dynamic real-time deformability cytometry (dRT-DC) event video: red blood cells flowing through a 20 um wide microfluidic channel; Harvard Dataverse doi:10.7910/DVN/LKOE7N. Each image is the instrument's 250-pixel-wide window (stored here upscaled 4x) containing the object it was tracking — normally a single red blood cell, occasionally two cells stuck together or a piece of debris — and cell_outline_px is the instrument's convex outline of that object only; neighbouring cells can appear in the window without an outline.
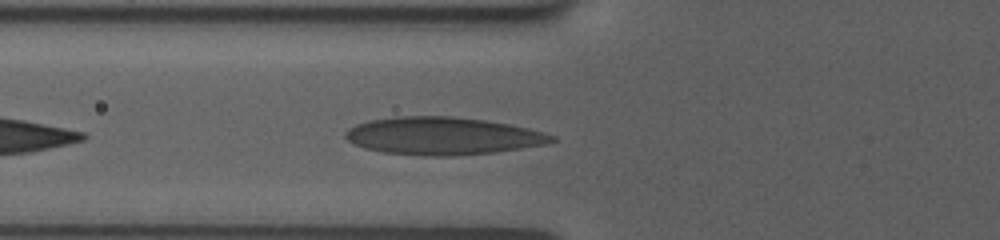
{"species": "human", "species_latin": "Homo sapiens", "temperature_condition": "room temperature", "stored_images_in_passage": 32, "camera_frame_rate_fps": 3000, "um_per_image_px": 0.085, "donor": {"sex": "female"}, "frame": {"image": 1, "passage_image": 4, "time_ms": 1.0, "image_size_px": [1000, 240], "cell_outline_px": [[556, 140], [548, 144], [496, 152], [452, 156], [424, 156], [384, 152], [364, 148], [352, 144], [344, 136], [344, 132], [348, 128], [356, 124], [368, 120], [396, 116], [452, 116], [484, 120], [512, 124], [544, 132], [556, 136]], "centroid_in_image_um": [37.63, 11.55], "position_along_channel_um": 88.2, "area_um2": 45.66}}
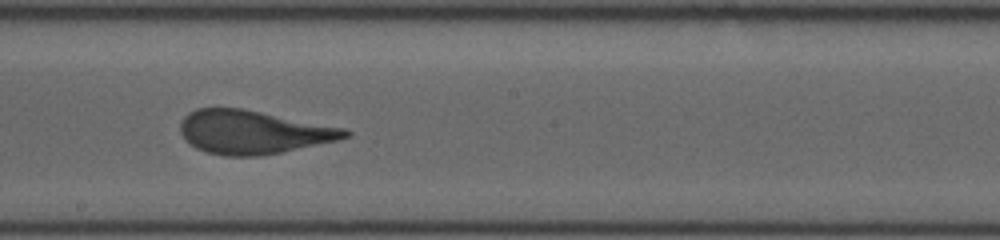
{"frame": {"image": 2, "passage_image": 15, "time_ms": 4.667, "image_size_px": [1000, 240], "cell_outline_px": [[352, 132], [348, 136], [336, 140], [280, 152], [256, 156], [224, 156], [208, 152], [196, 148], [188, 144], [184, 140], [180, 132], [180, 124], [184, 116], [188, 112], [196, 108], [240, 108], [344, 128]], "centroid_in_image_um": [21.43, 11.23], "position_along_channel_um": 226.8, "area_um2": 41.33}}
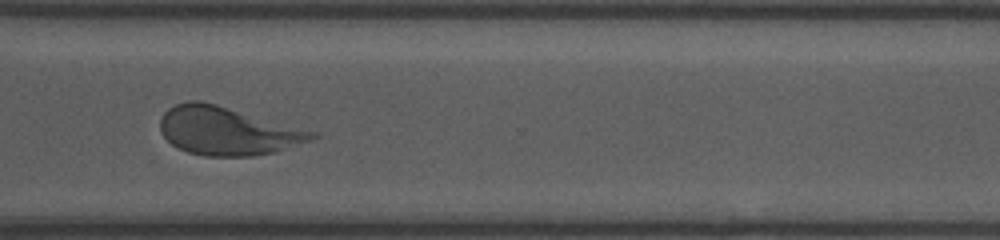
{"frame": {"image": 3, "passage_image": 25, "time_ms": 8.0, "image_size_px": [1000, 240], "cell_outline_px": [[320, 136], [272, 152], [252, 156], [204, 156], [188, 152], [172, 144], [160, 132], [160, 116], [168, 108], [176, 104], [188, 100], [200, 100], [216, 104], [316, 132]], "centroid_in_image_um": [19.25, 11.11], "position_along_channel_um": 351.3, "area_um2": 42.14}, "authors_computed_cell_mechanics": {"area_um2": 41.7316, "velocity_mm_per_s": 3.7524, "shape_relaxation_time_tau1_ms": 4.107, "shape_relaxation_time_tau2_ms": 0.9068, "deformation_change_tau1": 0.1853, "deformation_change_tau2": 0.0856}}